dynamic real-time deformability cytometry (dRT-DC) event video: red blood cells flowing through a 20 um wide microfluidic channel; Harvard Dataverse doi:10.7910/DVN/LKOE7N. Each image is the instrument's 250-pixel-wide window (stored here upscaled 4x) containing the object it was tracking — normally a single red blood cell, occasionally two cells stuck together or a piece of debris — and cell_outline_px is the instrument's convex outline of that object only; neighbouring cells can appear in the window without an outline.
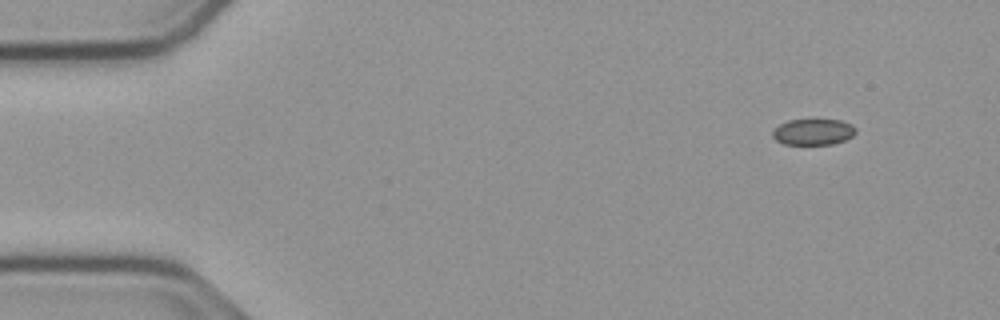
{"species": "common noctule bat (a hibernating species)", "species_latin": "Nyctalus noctula", "temperature_condition": "cold", "stored_images_in_passage": 51, "camera_frame_rate_fps": 3000, "um_per_image_px": 0.085, "animal": {"sex": "male", "body_mass_g": 23.1, "forearm_length_mm": 52.7}, "frame": {"image": 1, "passage_image": 1, "time_ms": 0.0, "image_size_px": [1000, 320], "cell_outline_px": [[856, 132], [852, 136], [844, 140], [832, 144], [784, 144], [776, 140], [772, 136], [772, 132], [780, 124], [788, 120], [840, 120], [852, 124], [856, 128]], "centroid_in_image_um": [69.13, 11.21], "position_along_channel_um": 15.9, "area_um2": 12.54}}
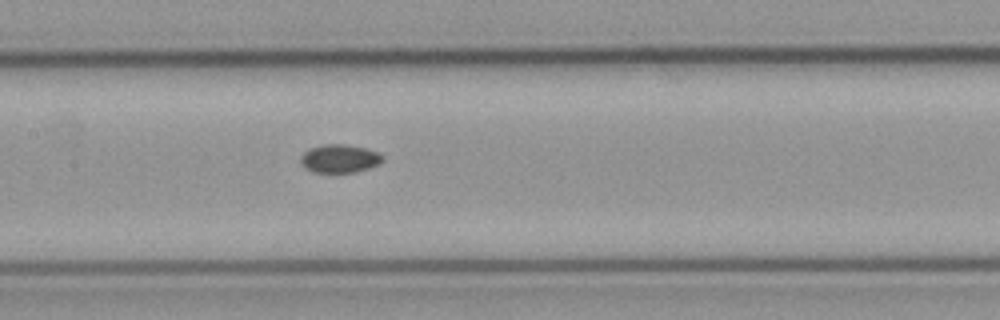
{"frame": {"image": 2, "passage_image": 22, "time_ms": 7.0, "image_size_px": [1000, 320], "cell_outline_px": [[384, 160], [380, 164], [356, 172], [312, 172], [304, 168], [300, 164], [300, 156], [304, 152], [312, 148], [324, 144], [344, 144], [364, 148], [380, 152], [384, 156]], "centroid_in_image_um": [28.88, 13.48], "position_along_channel_um": 178.5, "area_um2": 13.64}}
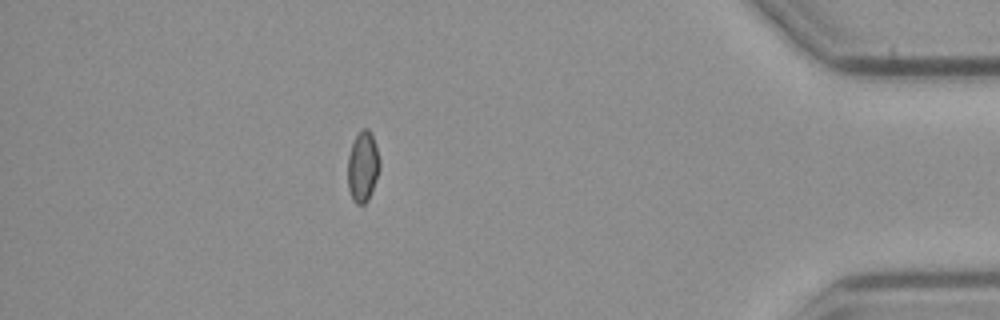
{"frame": {"image": 3, "passage_image": 44, "time_ms": 14.333, "image_size_px": [1000, 320], "cell_outline_px": [[380, 168], [376, 180], [368, 200], [364, 204], [356, 204], [352, 200], [348, 188], [348, 156], [352, 144], [356, 136], [364, 128], [368, 128], [372, 136], [380, 160]], "centroid_in_image_um": [30.83, 14.2], "position_along_channel_um": 404.4, "area_um2": 13.01}, "authors_computed_cell_mechanics": {"area_um2": 13.3518, "velocity_mm_per_s": 3.7743, "shape_relaxation_time_tau1_ms": null, "shape_relaxation_time_tau2_ms": 9.2932, "deformation_change_tau1": null, "deformation_change_tau2": 0.0855}}